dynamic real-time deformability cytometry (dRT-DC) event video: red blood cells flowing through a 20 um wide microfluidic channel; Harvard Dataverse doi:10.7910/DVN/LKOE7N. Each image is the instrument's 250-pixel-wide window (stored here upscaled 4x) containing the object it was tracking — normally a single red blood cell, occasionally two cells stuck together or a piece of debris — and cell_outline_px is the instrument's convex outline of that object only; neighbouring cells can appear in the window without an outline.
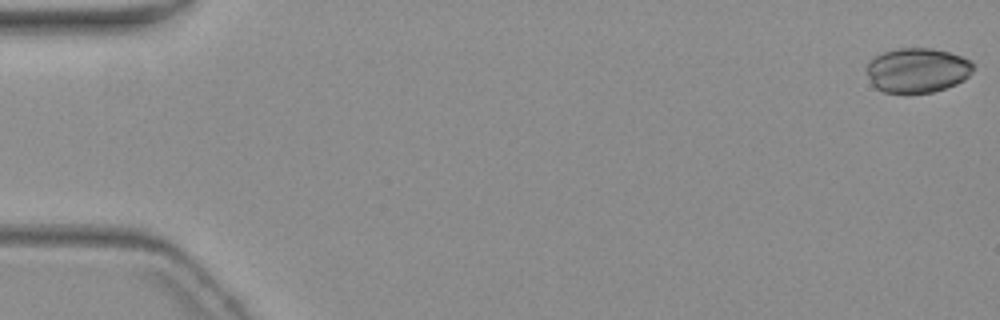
{"species": "common noctule bat (a hibernating species)", "species_latin": "Nyctalus noctula", "temperature_condition": "warm", "stored_images_in_passage": 5, "camera_frame_rate_fps": 3000, "um_per_image_px": 0.085, "animal": {"sex": "female", "body_mass_g": 19.3, "forearm_length_mm": 54.1}, "frame": {"image": 1, "passage_image": 1, "time_ms": 0.0, "image_size_px": [1000, 320], "cell_outline_px": [[972, 72], [964, 80], [956, 84], [932, 92], [884, 92], [876, 88], [872, 84], [868, 76], [868, 64], [876, 56], [884, 52], [900, 48], [932, 48], [948, 52], [972, 60]], "centroid_in_image_um": [77.99, 5.96], "position_along_channel_um": 7.0, "area_um2": 27.34}}